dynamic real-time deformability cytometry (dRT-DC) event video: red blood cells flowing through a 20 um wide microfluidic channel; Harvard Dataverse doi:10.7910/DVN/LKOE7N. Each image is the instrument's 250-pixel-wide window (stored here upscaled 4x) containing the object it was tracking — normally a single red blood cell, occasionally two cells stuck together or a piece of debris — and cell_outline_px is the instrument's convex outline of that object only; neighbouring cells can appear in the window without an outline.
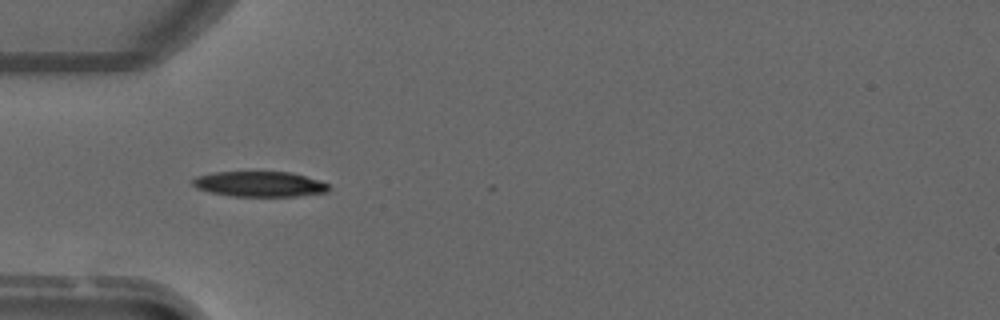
{"species": "common noctule bat (a hibernating species)", "species_latin": "Nyctalus noctula", "temperature_condition": "warm", "stored_images_in_passage": 2, "camera_frame_rate_fps": 3000, "um_per_image_px": 0.085, "animal": {"sex": "male", "forearm_length_mm": 52.5}, "frame": {"image": 1, "passage_image": 1, "time_ms": 0.0, "image_size_px": [1000, 320], "cell_outline_px": [[328, 192], [296, 196], [232, 196], [212, 192], [196, 188], [192, 184], [192, 180], [196, 176], [216, 172], [292, 172], [320, 180], [328, 184]], "centroid_in_image_um": [22.07, 15.64], "position_along_channel_um": 62.9, "area_um2": 20.0}}
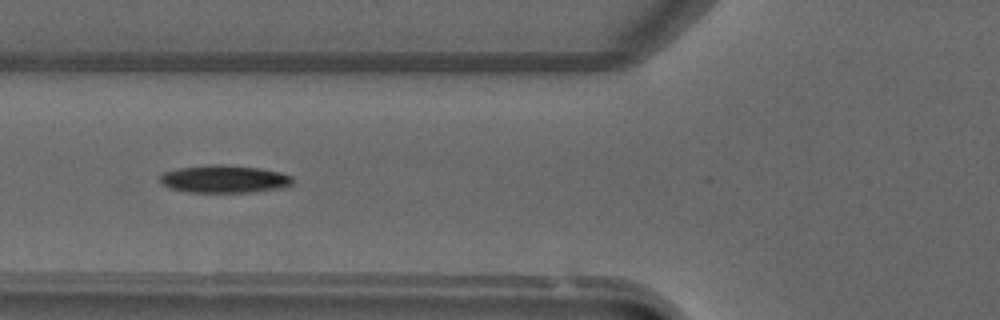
{"frame": {"image": 2, "passage_image": 2, "time_ms": 1.0, "image_size_px": [1000, 320], "cell_outline_px": [[292, 184], [280, 188], [252, 192], [188, 192], [168, 188], [160, 184], [160, 176], [164, 172], [180, 168], [208, 164], [224, 164], [260, 168], [280, 172], [292, 176]], "centroid_in_image_um": [19.03, 15.21], "position_along_channel_um": 106.8, "area_um2": 21.5}}